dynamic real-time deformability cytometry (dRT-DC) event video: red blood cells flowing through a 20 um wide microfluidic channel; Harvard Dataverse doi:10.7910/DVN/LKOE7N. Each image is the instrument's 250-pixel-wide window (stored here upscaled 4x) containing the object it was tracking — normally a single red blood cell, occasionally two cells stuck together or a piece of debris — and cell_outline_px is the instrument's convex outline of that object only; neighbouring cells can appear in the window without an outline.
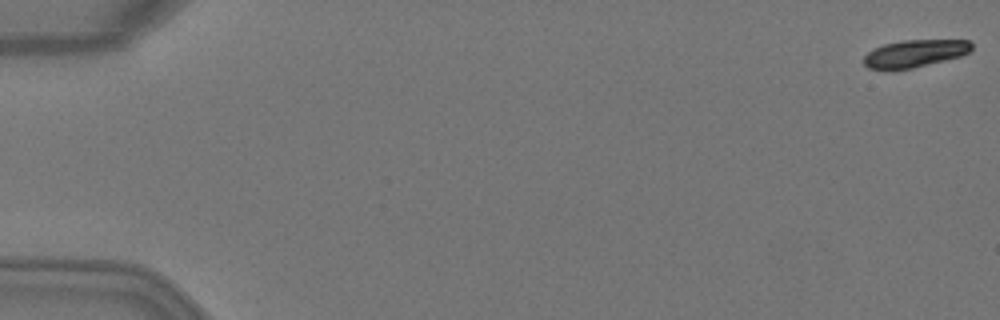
{"species": "Egyptian fruit bat (a non-hibernating species)", "species_latin": "Rousettus aegyptiacus", "temperature_condition": "warm", "stored_images_in_passage": 51, "camera_frame_rate_fps": 3000, "um_per_image_px": 0.085, "animal": {"sex": "female"}, "frame": {"image": 1, "passage_image": 1, "time_ms": 0.0, "image_size_px": [1000, 320], "cell_outline_px": [[972, 48], [968, 52], [960, 56], [912, 68], [868, 68], [864, 64], [864, 56], [872, 48], [884, 44], [904, 40], [968, 40], [972, 44]], "centroid_in_image_um": [77.75, 4.52], "position_along_channel_um": 7.2, "area_um2": 16.82}}
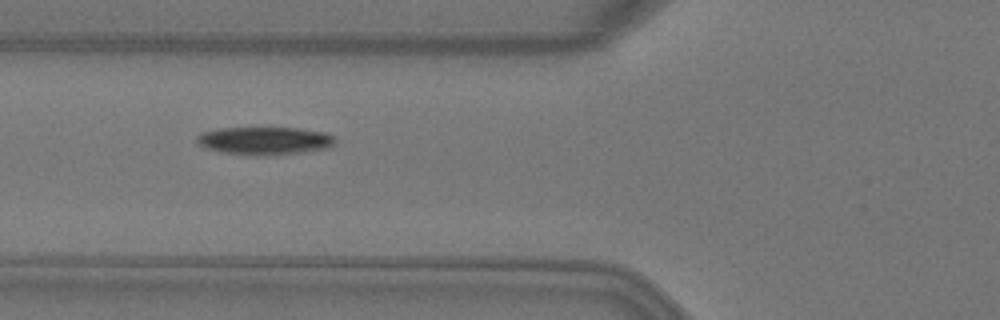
{"frame": {"image": 2, "passage_image": 20, "time_ms": 6.333, "image_size_px": [1000, 320], "cell_outline_px": [[336, 140], [328, 148], [264, 156], [256, 156], [220, 152], [204, 148], [196, 140], [196, 136], [204, 132], [220, 128], [300, 128], [324, 132], [332, 136]], "centroid_in_image_um": [22.45, 11.96], "position_along_channel_um": 103.4, "area_um2": 22.31}}
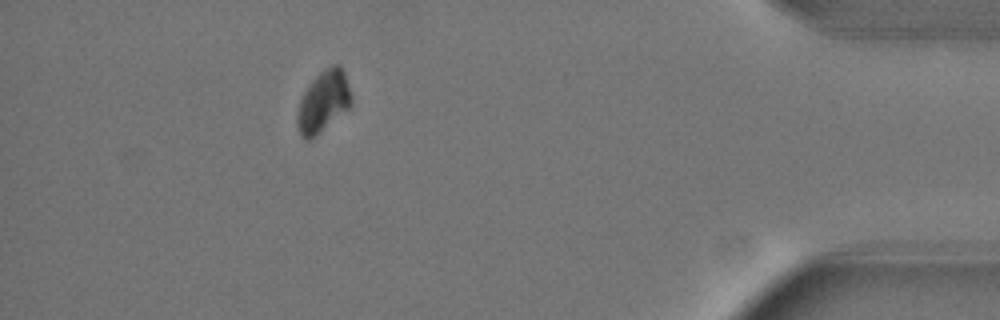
{"frame": {"image": 3, "passage_image": 46, "time_ms": 15.0, "image_size_px": [1000, 320], "cell_outline_px": [[352, 104], [348, 108], [316, 136], [308, 140], [304, 140], [300, 136], [296, 120], [300, 100], [308, 84], [320, 72], [332, 64], [340, 64], [344, 72], [352, 96]], "centroid_in_image_um": [27.48, 8.63], "position_along_channel_um": 407.7, "area_um2": 19.31}, "authors_computed_cell_mechanics": {"area_um2": 20.5768, "velocity_mm_per_s": 4.0651, "shape_relaxation_time_tau1_ms": 1.817, "shape_relaxation_time_tau2_ms": null, "deformation_change_tau1": 0.1344, "deformation_change_tau2": null}}